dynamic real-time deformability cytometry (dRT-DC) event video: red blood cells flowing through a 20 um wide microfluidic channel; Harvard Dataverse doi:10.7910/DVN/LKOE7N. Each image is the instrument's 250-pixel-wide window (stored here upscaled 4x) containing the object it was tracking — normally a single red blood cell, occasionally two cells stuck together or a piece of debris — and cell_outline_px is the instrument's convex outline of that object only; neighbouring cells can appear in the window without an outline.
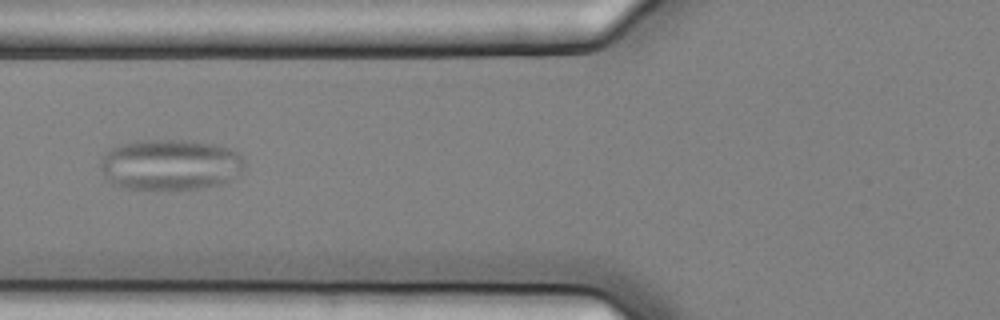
{"species": "common noctule bat (a hibernating species)", "species_latin": "Nyctalus noctula", "temperature_condition": "cold", "stored_images_in_passage": 5, "camera_frame_rate_fps": 3000, "um_per_image_px": 0.085, "animal": {"sex": "female", "body_mass_g": 25.1}, "frame": {"image": 1, "passage_image": 3, "time_ms": 0.667, "image_size_px": [1000, 320], "cell_outline_px": [[244, 168], [240, 172], [224, 184], [196, 188], [124, 188], [112, 184], [104, 176], [100, 168], [100, 160], [112, 148], [120, 144], [136, 140], [184, 140], [212, 144], [228, 148], [240, 152], [244, 156]], "centroid_in_image_um": [14.48, 13.98], "position_along_channel_um": 111.3, "area_um2": 42.6}}
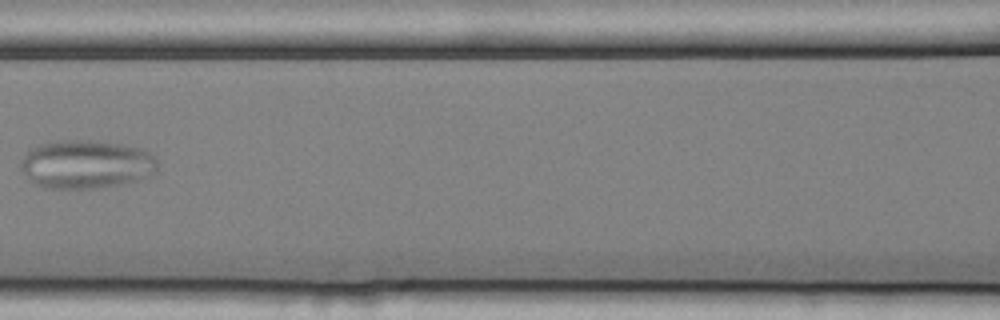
{"frame": {"image": 2, "passage_image": 4, "time_ms": 1.0, "image_size_px": [1000, 320], "cell_outline_px": [[156, 172], [140, 180], [120, 184], [96, 188], [44, 188], [32, 184], [20, 168], [20, 160], [28, 148], [36, 144], [56, 140], [88, 140], [120, 144], [144, 148], [156, 160]], "centroid_in_image_um": [7.26, 13.96], "position_along_channel_um": 159.3, "area_um2": 39.19}}